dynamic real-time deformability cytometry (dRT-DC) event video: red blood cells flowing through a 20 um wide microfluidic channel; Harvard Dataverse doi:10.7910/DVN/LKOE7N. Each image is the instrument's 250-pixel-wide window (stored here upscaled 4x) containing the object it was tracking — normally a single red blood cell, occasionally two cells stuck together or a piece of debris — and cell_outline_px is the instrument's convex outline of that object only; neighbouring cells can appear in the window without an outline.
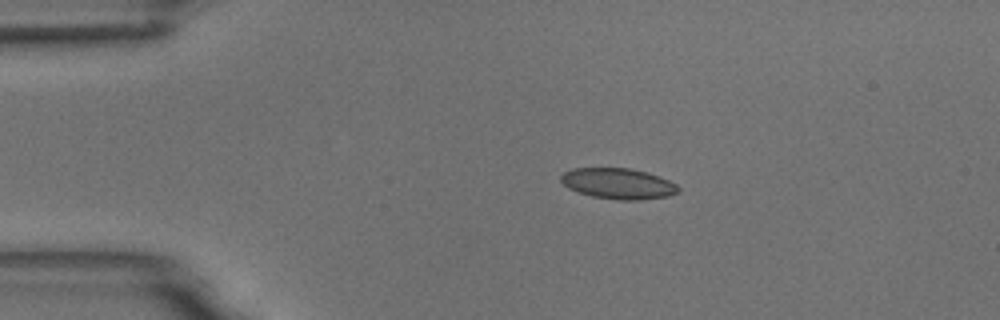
{"species": "common noctule bat (a hibernating species)", "species_latin": "Nyctalus noctula", "temperature_condition": "room temperature", "stored_images_in_passage": 44, "camera_frame_rate_fps": 3000, "um_per_image_px": 0.085, "animal": {"sex": "male", "body_mass_g": 18.8}, "frame": {"image": 1, "passage_image": 1, "time_ms": 0.0, "image_size_px": [1000, 320], "cell_outline_px": [[680, 192], [668, 196], [640, 200], [620, 200], [592, 196], [568, 188], [560, 180], [560, 176], [564, 172], [572, 168], [632, 168], [648, 172], [668, 180], [676, 184], [680, 188]], "centroid_in_image_um": [52.57, 15.6], "position_along_channel_um": 32.4, "area_um2": 21.1}}
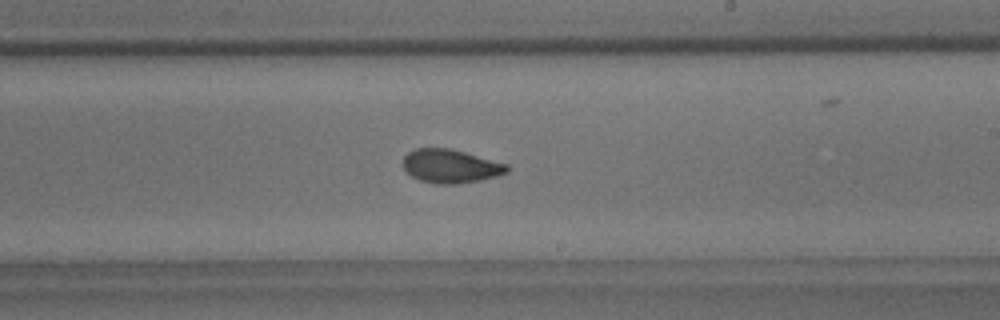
{"frame": {"image": 2, "passage_image": 22, "time_ms": 7.0, "image_size_px": [1000, 320], "cell_outline_px": [[508, 172], [496, 176], [480, 180], [456, 184], [436, 184], [420, 180], [412, 176], [404, 168], [404, 156], [408, 152], [416, 148], [448, 148], [464, 152], [508, 164]], "centroid_in_image_um": [38.3, 14.12], "position_along_channel_um": 250.7, "area_um2": 20.17}}
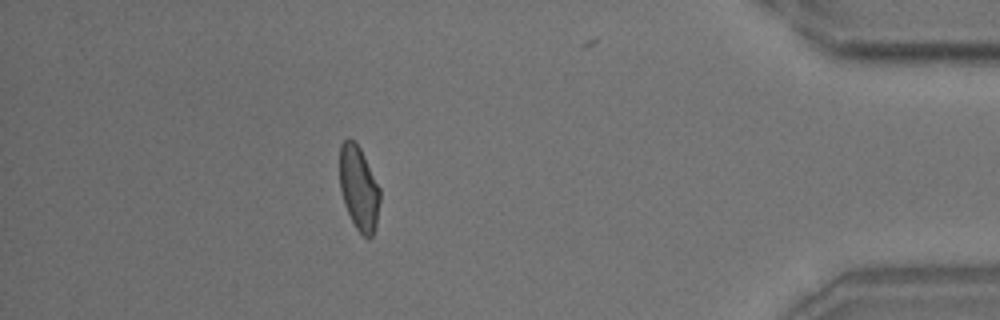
{"frame": {"image": 3, "passage_image": 38, "time_ms": 12.333, "image_size_px": [1000, 320], "cell_outline_px": [[380, 200], [376, 224], [372, 236], [368, 240], [356, 228], [344, 204], [340, 188], [340, 144], [348, 136], [360, 148], [380, 188]], "centroid_in_image_um": [30.5, 15.99], "position_along_channel_um": 404.7, "area_um2": 19.65}, "authors_computed_cell_mechanics": {"area_um2": 20.4034, "velocity_mm_per_s": 3.751, "shape_relaxation_time_tau1_ms": 7.182, "shape_relaxation_time_tau2_ms": 1.5794, "deformation_change_tau1": 0.1462, "deformation_change_tau2": 0.0637}}